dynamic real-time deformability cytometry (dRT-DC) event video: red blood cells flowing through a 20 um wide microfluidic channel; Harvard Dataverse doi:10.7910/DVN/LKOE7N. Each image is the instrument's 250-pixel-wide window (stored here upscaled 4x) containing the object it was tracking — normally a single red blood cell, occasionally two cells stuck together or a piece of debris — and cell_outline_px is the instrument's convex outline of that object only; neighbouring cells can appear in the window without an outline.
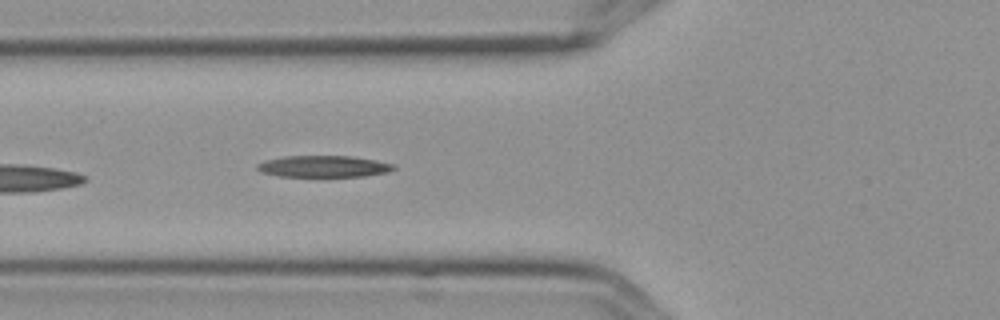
{"species": "Egyptian fruit bat (a non-hibernating species)", "species_latin": "Rousettus aegyptiacus", "temperature_condition": "cold", "stored_images_in_passage": 7, "camera_frame_rate_fps": 3000, "um_per_image_px": 0.085, "frame": {"image": 1, "passage_image": 7, "time_ms": 2.0, "image_size_px": [1000, 320], "cell_outline_px": [[396, 168], [388, 172], [364, 176], [276, 176], [260, 172], [256, 168], [256, 164], [264, 160], [284, 156], [352, 156], [376, 160], [396, 164]], "centroid_in_image_um": [27.49, 14.14], "position_along_channel_um": 98.3, "area_um2": 17.28}}